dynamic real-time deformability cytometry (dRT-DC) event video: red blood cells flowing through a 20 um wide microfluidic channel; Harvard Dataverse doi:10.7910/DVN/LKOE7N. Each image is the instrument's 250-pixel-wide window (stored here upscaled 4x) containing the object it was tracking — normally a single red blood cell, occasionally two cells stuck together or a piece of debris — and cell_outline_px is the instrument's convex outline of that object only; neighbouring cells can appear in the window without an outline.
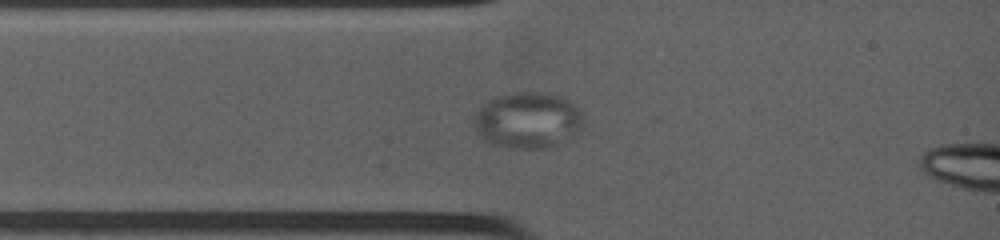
{"species": "common noctule bat (a hibernating species)", "species_latin": "Nyctalus noctula", "temperature_condition": "warm", "stored_images_in_passage": 7, "camera_frame_rate_fps": 4500, "um_per_image_px": 0.085, "animal": {"sex": "female", "body_mass_g": 19.0, "forearm_length_mm": 53.3}, "frame": {"image": 1, "passage_image": 5, "time_ms": 2.0, "image_size_px": [1000, 240], "cell_outline_px": [[580, 124], [556, 144], [544, 148], [516, 148], [492, 144], [484, 140], [476, 132], [476, 112], [488, 100], [496, 96], [508, 92], [536, 92], [560, 96], [568, 100], [576, 108], [580, 116]], "centroid_in_image_um": [44.74, 10.19], "position_along_channel_um": 40.3, "area_um2": 34.39}}